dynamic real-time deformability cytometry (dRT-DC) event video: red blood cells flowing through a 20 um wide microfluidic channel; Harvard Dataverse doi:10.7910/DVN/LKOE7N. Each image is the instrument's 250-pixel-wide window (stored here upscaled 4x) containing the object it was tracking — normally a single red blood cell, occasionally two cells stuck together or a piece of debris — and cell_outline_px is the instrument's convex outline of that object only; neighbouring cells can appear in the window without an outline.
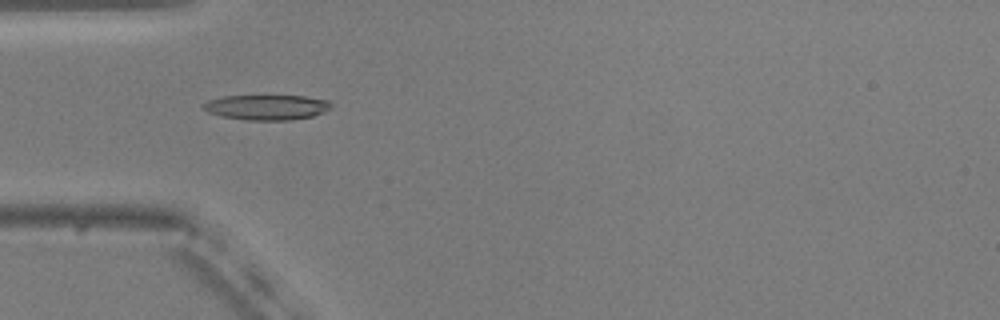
{"species": "common noctule bat (a hibernating species)", "species_latin": "Nyctalus noctula", "temperature_condition": "warm", "stored_images_in_passage": 54, "camera_frame_rate_fps": 3000, "um_per_image_px": 0.085, "animal": {"sex": "male", "body_mass_g": 20.5, "forearm_length_mm": 52.5}, "frame": {"image": 1, "passage_image": 17, "time_ms": 5.333, "image_size_px": [1000, 320], "cell_outline_px": [[332, 108], [324, 112], [312, 116], [288, 120], [248, 120], [220, 116], [208, 112], [200, 108], [200, 104], [208, 100], [224, 96], [304, 96], [328, 100], [332, 104]], "centroid_in_image_um": [22.64, 9.11], "position_along_channel_um": 62.4, "area_um2": 18.84}}
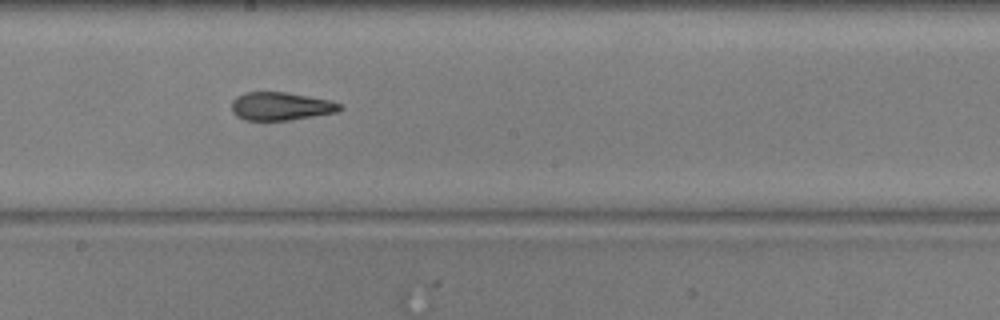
{"frame": {"image": 2, "passage_image": 30, "time_ms": 9.667, "image_size_px": [1000, 320], "cell_outline_px": [[344, 108], [336, 112], [292, 120], [244, 120], [236, 116], [232, 112], [232, 100], [236, 96], [244, 92], [284, 92], [332, 100], [340, 104]], "centroid_in_image_um": [23.86, 9.03], "position_along_channel_um": 224.3, "area_um2": 17.86}}
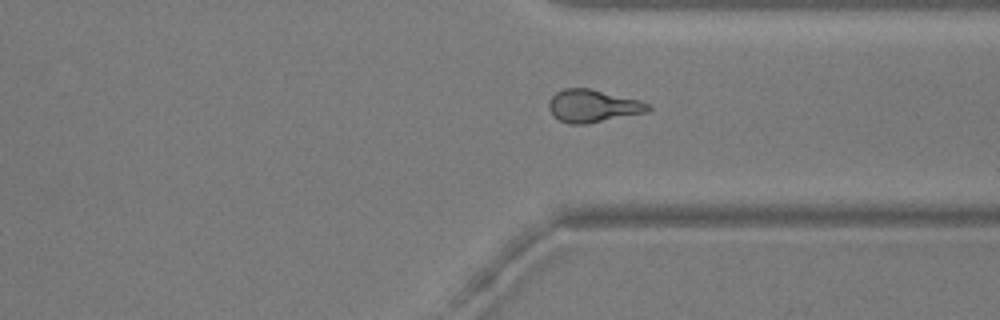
{"frame": {"image": 3, "passage_image": 41, "time_ms": 13.333, "image_size_px": [1000, 320], "cell_outline_px": [[652, 108], [648, 112], [588, 124], [568, 124], [552, 116], [548, 108], [548, 104], [552, 96], [556, 92], [564, 88], [588, 88], [640, 100], [648, 104]], "centroid_in_image_um": [50.38, 9.02], "position_along_channel_um": 361.0, "area_um2": 19.02}, "authors_computed_cell_mechanics": {"area_um2": 18.5249, "velocity_mm_per_s": 3.7317, "shape_relaxation_time_tau1_ms": null, "shape_relaxation_time_tau2_ms": 2.2229, "deformation_change_tau1": null, "deformation_change_tau2": 0.1146}}